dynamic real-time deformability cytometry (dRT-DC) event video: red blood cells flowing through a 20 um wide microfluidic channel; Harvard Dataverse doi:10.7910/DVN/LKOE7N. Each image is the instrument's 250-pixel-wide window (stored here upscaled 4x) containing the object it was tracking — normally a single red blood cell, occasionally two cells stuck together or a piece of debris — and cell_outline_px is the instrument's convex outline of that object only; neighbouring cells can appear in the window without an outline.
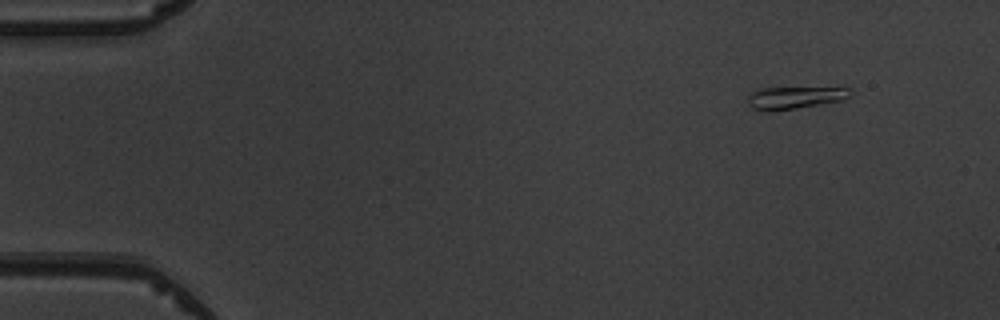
{"species": "common noctule bat (a hibernating species)", "species_latin": "Nyctalus noctula", "temperature_condition": "warm", "stored_images_in_passage": 3, "camera_frame_rate_fps": 3000, "um_per_image_px": 0.085, "animal": {"sex": "male", "body_mass_g": 19.5, "forearm_length_mm": 54.6}, "frame": {"image": 1, "passage_image": 1, "time_ms": 0.0, "image_size_px": [1000, 320], "cell_outline_px": [[852, 92], [848, 96], [840, 100], [820, 104], [796, 108], [752, 108], [748, 104], [748, 96], [756, 88], [848, 88]], "centroid_in_image_um": [67.55, 8.25], "position_along_channel_um": 17.4, "area_um2": 12.48}}
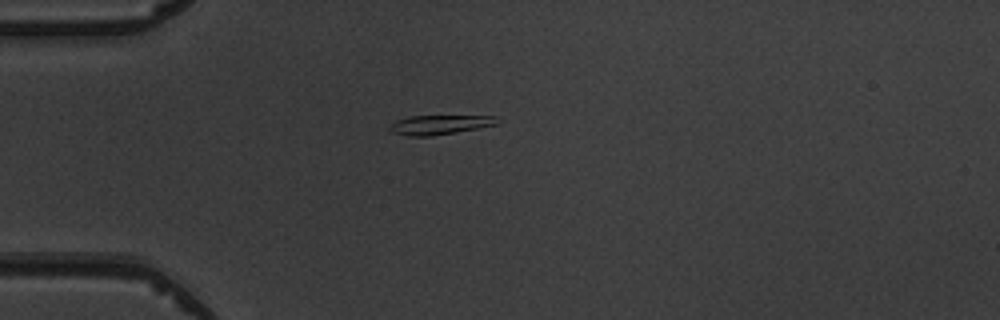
{"frame": {"image": 2, "passage_image": 3, "time_ms": 3.0, "image_size_px": [1000, 320], "cell_outline_px": [[500, 124], [456, 132], [432, 136], [408, 136], [392, 132], [388, 128], [396, 120], [408, 116], [496, 116]], "centroid_in_image_um": [37.38, 10.6], "position_along_channel_um": 47.6, "area_um2": 12.14}}